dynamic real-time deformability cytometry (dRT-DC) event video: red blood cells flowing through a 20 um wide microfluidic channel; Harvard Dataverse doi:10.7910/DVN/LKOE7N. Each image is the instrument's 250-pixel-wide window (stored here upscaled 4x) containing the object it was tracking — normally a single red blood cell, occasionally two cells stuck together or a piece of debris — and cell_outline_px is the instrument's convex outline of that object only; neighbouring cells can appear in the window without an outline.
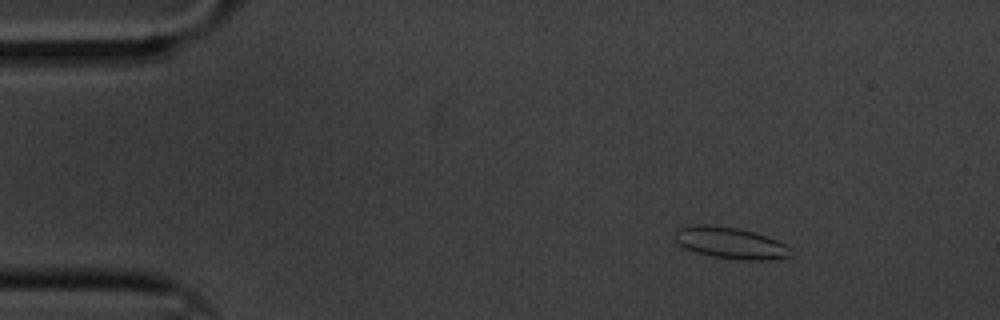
{"species": "common noctule bat (a hibernating species)", "species_latin": "Nyctalus noctula", "temperature_condition": "cold", "stored_images_in_passage": 6, "camera_frame_rate_fps": 3000, "um_per_image_px": 0.085, "animal": {"sex": "male", "body_mass_g": 20.1, "forearm_length_mm": 53.5}, "frame": {"image": 1, "passage_image": 3, "time_ms": 0.667, "image_size_px": [1000, 320], "cell_outline_px": [[792, 256], [772, 260], [740, 260], [712, 256], [696, 252], [684, 248], [676, 240], [676, 228], [692, 224], [704, 224], [736, 228], [768, 236], [784, 244], [788, 248]], "centroid_in_image_um": [62.07, 20.65], "position_along_channel_um": 22.9, "area_um2": 21.15}}